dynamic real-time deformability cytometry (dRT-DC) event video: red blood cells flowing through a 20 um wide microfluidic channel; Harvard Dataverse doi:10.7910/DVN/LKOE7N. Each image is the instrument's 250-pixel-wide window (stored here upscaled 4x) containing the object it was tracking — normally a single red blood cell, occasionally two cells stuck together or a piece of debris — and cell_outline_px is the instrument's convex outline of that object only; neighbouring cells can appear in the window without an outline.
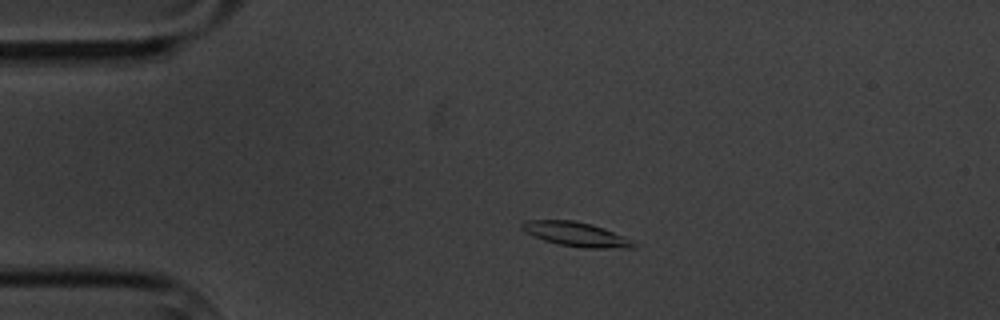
{"species": "common noctule bat (a hibernating species)", "species_latin": "Nyctalus noctula", "temperature_condition": "cold", "stored_images_in_passage": 3, "camera_frame_rate_fps": 3000, "um_per_image_px": 0.085, "animal": {"sex": "male", "body_mass_g": 20.1, "forearm_length_mm": 53.5}, "frame": {"image": 1, "passage_image": 2, "time_ms": 1.333, "image_size_px": [1000, 320], "cell_outline_px": [[636, 248], [584, 248], [560, 244], [544, 240], [532, 236], [524, 232], [520, 228], [520, 224], [524, 220], [576, 220], [592, 224], [604, 228], [632, 240], [636, 244]], "centroid_in_image_um": [48.93, 19.9], "position_along_channel_um": 36.1, "area_um2": 15.95}}